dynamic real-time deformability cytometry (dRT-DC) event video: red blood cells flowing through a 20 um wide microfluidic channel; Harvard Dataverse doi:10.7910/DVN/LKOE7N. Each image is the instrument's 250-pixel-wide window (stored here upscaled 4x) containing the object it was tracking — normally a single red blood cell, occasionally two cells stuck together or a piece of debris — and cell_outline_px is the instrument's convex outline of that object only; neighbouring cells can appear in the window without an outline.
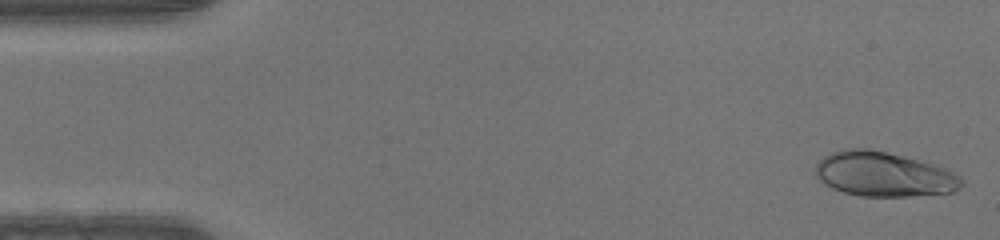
{"species": "human", "species_latin": "Homo sapiens", "temperature_condition": "warm", "stored_images_in_passage": 46, "camera_frame_rate_fps": 3000, "um_per_image_px": 0.085, "donor": {"sex": "male"}, "frame": {"image": 1, "passage_image": 1, "time_ms": 0.0, "image_size_px": [1000, 240], "cell_outline_px": [[964, 184], [960, 188], [952, 192], [912, 196], [860, 196], [844, 192], [832, 188], [824, 184], [816, 176], [816, 164], [824, 156], [832, 152], [844, 148], [868, 148], [904, 156], [932, 164], [944, 168], [960, 176], [964, 180]], "centroid_in_image_um": [75.11, 14.81], "position_along_channel_um": 9.9, "area_um2": 37.97}}
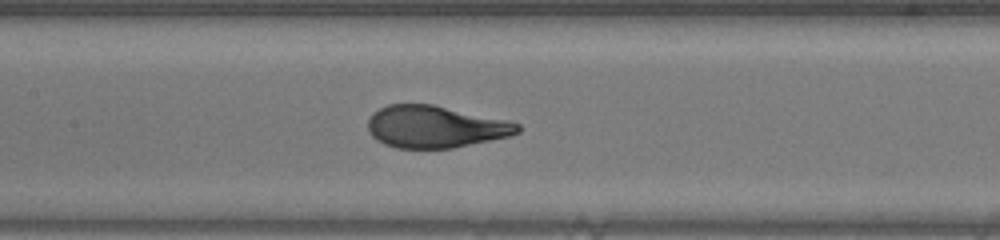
{"frame": {"image": 2, "passage_image": 21, "time_ms": 6.667, "image_size_px": [1000, 240], "cell_outline_px": [[520, 132], [512, 136], [452, 148], [396, 148], [384, 144], [376, 140], [368, 132], [368, 120], [372, 112], [388, 104], [432, 104], [508, 120], [520, 124]], "centroid_in_image_um": [36.99, 10.77], "position_along_channel_um": 170.4, "area_um2": 36.93}}
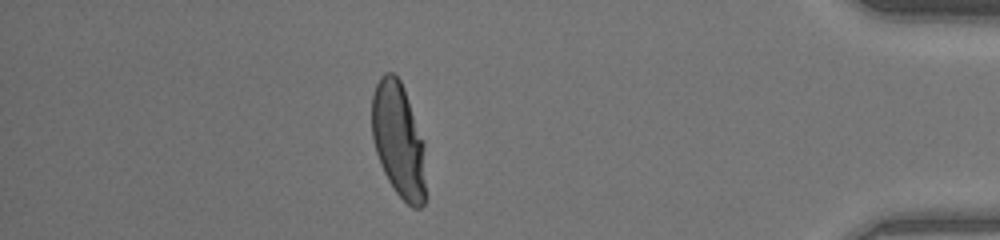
{"frame": {"image": 3, "passage_image": 40, "time_ms": 13.0, "image_size_px": [1000, 240], "cell_outline_px": [[424, 204], [420, 208], [412, 208], [396, 192], [388, 180], [380, 164], [376, 152], [372, 136], [372, 96], [376, 84], [380, 76], [384, 72], [392, 72], [400, 80], [404, 88], [424, 140]], "centroid_in_image_um": [33.86, 11.87], "position_along_channel_um": 401.3, "area_um2": 36.01}}